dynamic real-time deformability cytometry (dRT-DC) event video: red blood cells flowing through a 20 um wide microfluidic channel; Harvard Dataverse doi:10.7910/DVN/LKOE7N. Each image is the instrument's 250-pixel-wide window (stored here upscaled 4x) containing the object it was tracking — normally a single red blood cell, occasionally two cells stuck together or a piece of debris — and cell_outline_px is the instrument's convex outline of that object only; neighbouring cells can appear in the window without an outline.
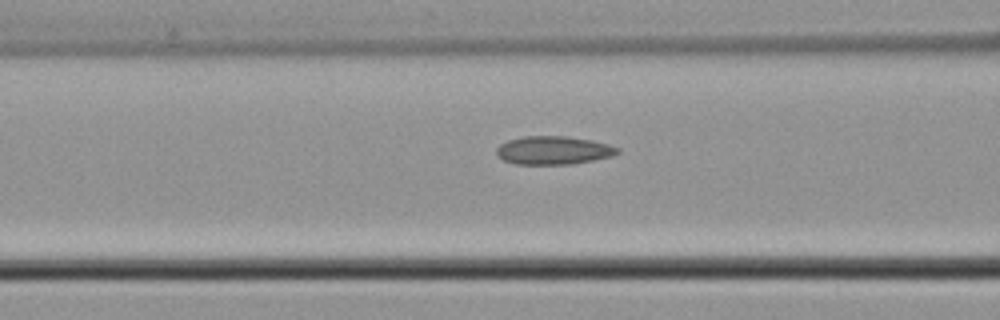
{"species": "common noctule bat (a hibernating species)", "species_latin": "Nyctalus noctula", "temperature_condition": "cold", "stored_images_in_passage": 35, "camera_frame_rate_fps": 3000, "um_per_image_px": 0.085, "animal": {"sex": "male", "body_mass_g": 21.5, "forearm_length_mm": 52.0}, "frame": {"image": 1, "passage_image": 13, "time_ms": 4.0, "image_size_px": [1000, 320], "cell_outline_px": [[620, 152], [612, 156], [572, 164], [516, 164], [504, 160], [496, 152], [496, 148], [500, 144], [508, 140], [524, 136], [568, 136], [592, 140], [608, 144], [620, 148]], "centroid_in_image_um": [47.06, 12.77], "position_along_channel_um": 119.5, "area_um2": 19.94}}
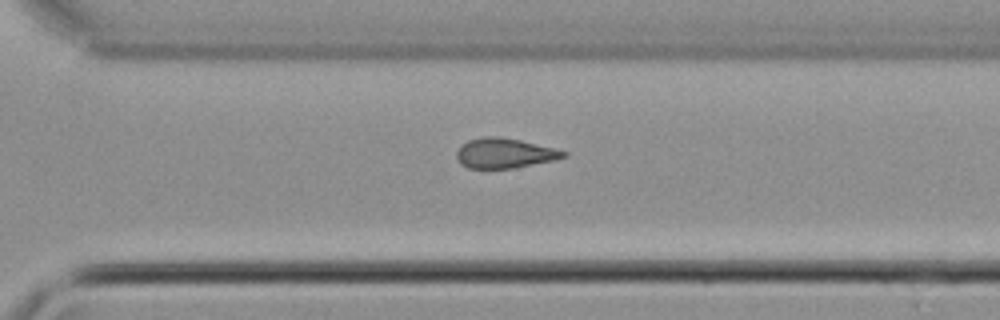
{"frame": {"image": 2, "passage_image": 29, "time_ms": 9.333, "image_size_px": [1000, 320], "cell_outline_px": [[568, 156], [556, 160], [512, 168], [468, 168], [460, 164], [456, 156], [456, 152], [460, 144], [468, 140], [480, 136], [500, 136], [520, 140], [556, 148], [568, 152]], "centroid_in_image_um": [42.88, 13.01], "position_along_channel_um": 327.7, "area_um2": 18.96}}
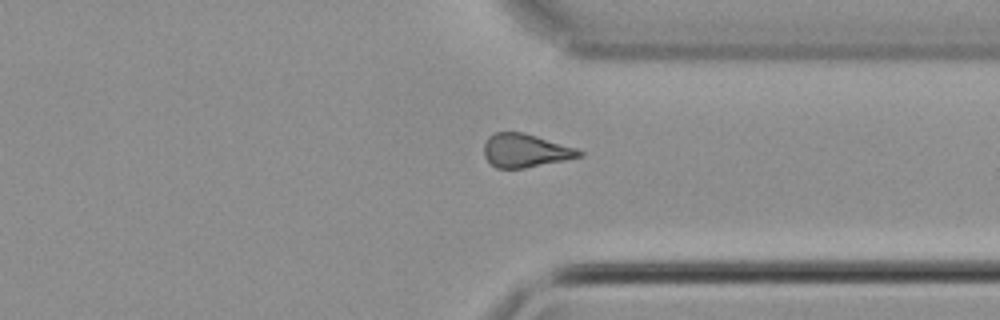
{"frame": {"image": 3, "passage_image": 32, "time_ms": 10.333, "image_size_px": [1000, 320], "cell_outline_px": [[584, 156], [524, 168], [496, 168], [484, 156], [484, 144], [488, 136], [496, 132], [524, 132], [576, 148], [584, 152]], "centroid_in_image_um": [44.65, 12.79], "position_along_channel_um": 366.7, "area_um2": 18.5}}